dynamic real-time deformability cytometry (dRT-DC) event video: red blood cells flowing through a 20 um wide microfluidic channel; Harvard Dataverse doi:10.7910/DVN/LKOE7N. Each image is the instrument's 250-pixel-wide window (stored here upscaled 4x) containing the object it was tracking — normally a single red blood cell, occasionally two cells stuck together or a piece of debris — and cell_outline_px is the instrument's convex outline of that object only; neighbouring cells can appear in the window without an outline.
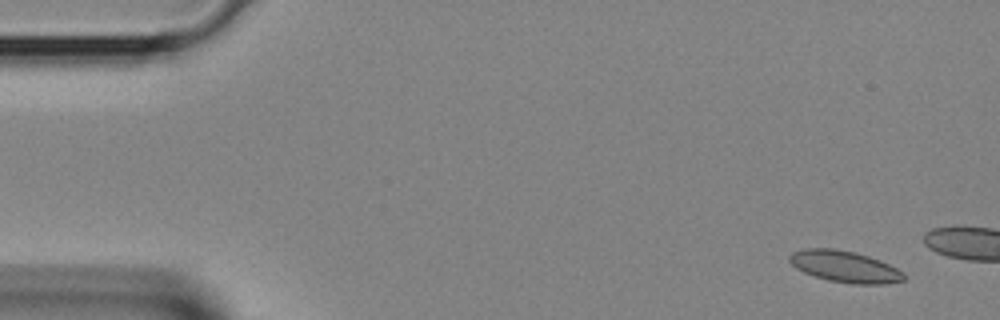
{"species": "Egyptian fruit bat (a non-hibernating species)", "species_latin": "Rousettus aegyptiacus", "temperature_condition": "room temperature", "stored_images_in_passage": 1, "camera_frame_rate_fps": 3000, "um_per_image_px": 0.085, "animal": {"sex": "female"}, "frame": {"image": 1, "passage_image": 1, "time_ms": 0.0, "image_size_px": [1000, 320], "cell_outline_px": [[896, 280], [840, 280], [824, 276], [828, 252], [844, 252], [860, 256], [872, 260], [888, 268]], "centroid_in_image_um": [72.67, 22.79], "position_along_channel_um": 12.3, "area_um2": 10.58}}